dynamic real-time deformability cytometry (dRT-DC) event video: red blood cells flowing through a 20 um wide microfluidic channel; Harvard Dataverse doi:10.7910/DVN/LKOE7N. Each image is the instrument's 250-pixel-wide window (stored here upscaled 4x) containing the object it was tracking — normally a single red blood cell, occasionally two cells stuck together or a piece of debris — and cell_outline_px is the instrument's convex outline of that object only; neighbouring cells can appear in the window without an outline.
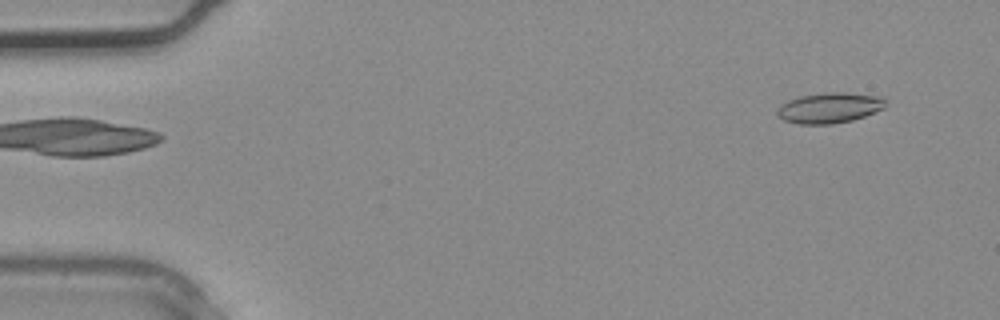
{"species": "common noctule bat (a hibernating species)", "species_latin": "Nyctalus noctula", "temperature_condition": "warm", "stored_images_in_passage": 4, "camera_frame_rate_fps": 3000, "um_per_image_px": 0.085, "animal": {"sex": "male", "body_mass_g": 20.4}, "frame": {"image": 1, "passage_image": 4, "time_ms": 1.0, "image_size_px": [1000, 320], "cell_outline_px": [[888, 100], [884, 108], [864, 116], [852, 120], [832, 124], [800, 124], [784, 120], [776, 116], [776, 112], [780, 104], [788, 100], [800, 96], [828, 92], [848, 92], [880, 96]], "centroid_in_image_um": [70.51, 9.16], "position_along_channel_um": 14.5, "area_um2": 19.42}}